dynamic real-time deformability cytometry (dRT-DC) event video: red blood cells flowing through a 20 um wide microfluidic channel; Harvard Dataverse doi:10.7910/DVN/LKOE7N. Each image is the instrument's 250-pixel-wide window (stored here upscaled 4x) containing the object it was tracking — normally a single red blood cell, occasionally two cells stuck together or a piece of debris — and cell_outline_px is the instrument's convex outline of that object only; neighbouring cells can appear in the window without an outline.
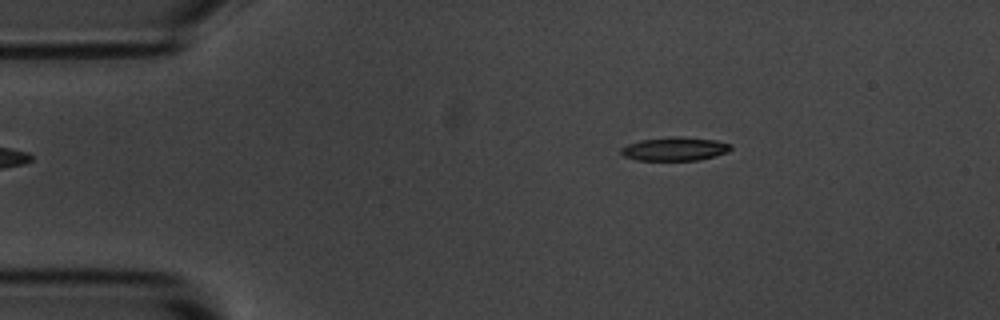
{"species": "common noctule bat (a hibernating species)", "species_latin": "Nyctalus noctula", "temperature_condition": "room temperature", "stored_images_in_passage": 3, "camera_frame_rate_fps": 3000, "um_per_image_px": 0.085, "animal": {"sex": "male", "body_mass_g": 20.1, "forearm_length_mm": 53.5}, "frame": {"image": 1, "passage_image": 3, "time_ms": 2.333, "image_size_px": [1000, 320], "cell_outline_px": [[732, 148], [728, 152], [716, 156], [696, 160], [636, 160], [624, 156], [620, 152], [620, 148], [628, 144], [640, 140], [672, 136], [680, 136], [716, 140], [732, 144]], "centroid_in_image_um": [57.37, 12.65], "position_along_channel_um": 27.6, "area_um2": 15.2}}